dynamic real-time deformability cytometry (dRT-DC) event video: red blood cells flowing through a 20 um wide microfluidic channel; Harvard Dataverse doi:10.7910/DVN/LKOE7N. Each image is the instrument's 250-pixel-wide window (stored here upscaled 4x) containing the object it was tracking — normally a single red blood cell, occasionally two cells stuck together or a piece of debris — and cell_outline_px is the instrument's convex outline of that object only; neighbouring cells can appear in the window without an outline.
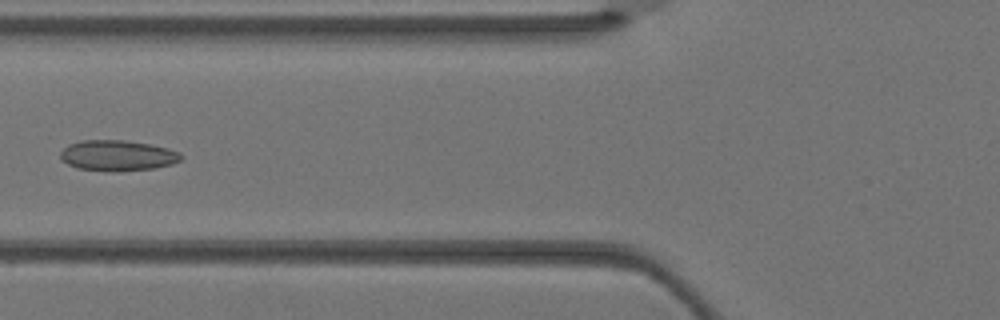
{"species": "Egyptian fruit bat (a non-hibernating species)", "species_latin": "Rousettus aegyptiacus", "temperature_condition": "warm", "stored_images_in_passage": 5, "camera_frame_rate_fps": 3000, "um_per_image_px": 0.085, "animal": {"sex": "female"}, "frame": {"image": 1, "passage_image": 5, "time_ms": 1.333, "image_size_px": [1000, 320], "cell_outline_px": [[184, 156], [180, 160], [172, 164], [156, 168], [116, 172], [112, 172], [76, 168], [60, 160], [60, 152], [68, 144], [80, 140], [124, 140], [152, 144], [168, 148], [180, 152]], "centroid_in_image_um": [9.99, 13.22], "position_along_channel_um": 115.8, "area_um2": 21.96}}